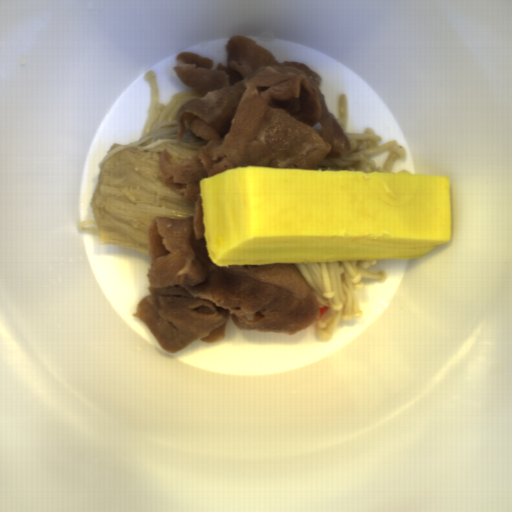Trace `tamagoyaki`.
I'll return each instance as SVG.
<instances>
[{"instance_id": "1", "label": "tamagoyaki", "mask_w": 512, "mask_h": 512, "mask_svg": "<svg viewBox=\"0 0 512 512\" xmlns=\"http://www.w3.org/2000/svg\"><path fill=\"white\" fill-rule=\"evenodd\" d=\"M215 266L419 259L452 241L450 178L243 166L201 178Z\"/></svg>"}]
</instances>
